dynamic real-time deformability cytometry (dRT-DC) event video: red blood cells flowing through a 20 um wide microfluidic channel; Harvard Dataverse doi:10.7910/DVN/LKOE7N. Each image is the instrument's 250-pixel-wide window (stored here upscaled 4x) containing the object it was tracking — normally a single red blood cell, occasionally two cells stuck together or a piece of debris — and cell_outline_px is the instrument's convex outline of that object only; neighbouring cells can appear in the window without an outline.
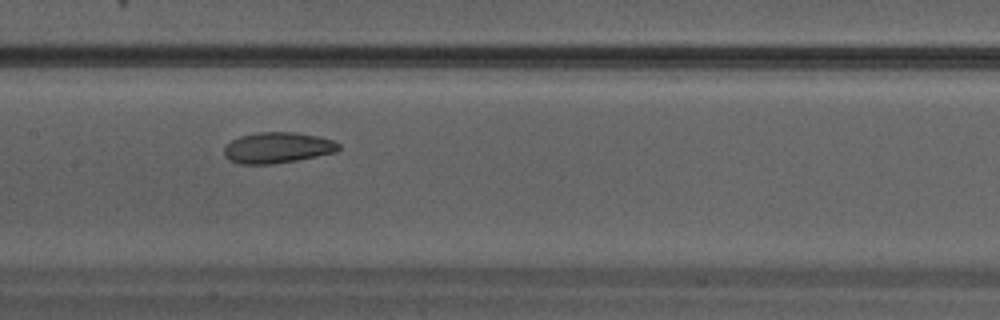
{"species": "Egyptian fruit bat (a non-hibernating species)", "species_latin": "Rousettus aegyptiacus", "temperature_condition": "warm", "stored_images_in_passage": 31, "camera_frame_rate_fps": 3000, "um_per_image_px": 0.085, "animal": {"sex": "male"}, "frame": {"image": 1, "passage_image": 14, "time_ms": 4.333, "image_size_px": [1000, 320], "cell_outline_px": [[340, 148], [336, 152], [296, 160], [268, 164], [240, 164], [228, 160], [224, 156], [224, 148], [232, 140], [240, 136], [260, 132], [296, 132], [316, 136], [332, 140], [340, 144]], "centroid_in_image_um": [23.57, 12.55], "position_along_channel_um": 183.8, "area_um2": 20.46}}